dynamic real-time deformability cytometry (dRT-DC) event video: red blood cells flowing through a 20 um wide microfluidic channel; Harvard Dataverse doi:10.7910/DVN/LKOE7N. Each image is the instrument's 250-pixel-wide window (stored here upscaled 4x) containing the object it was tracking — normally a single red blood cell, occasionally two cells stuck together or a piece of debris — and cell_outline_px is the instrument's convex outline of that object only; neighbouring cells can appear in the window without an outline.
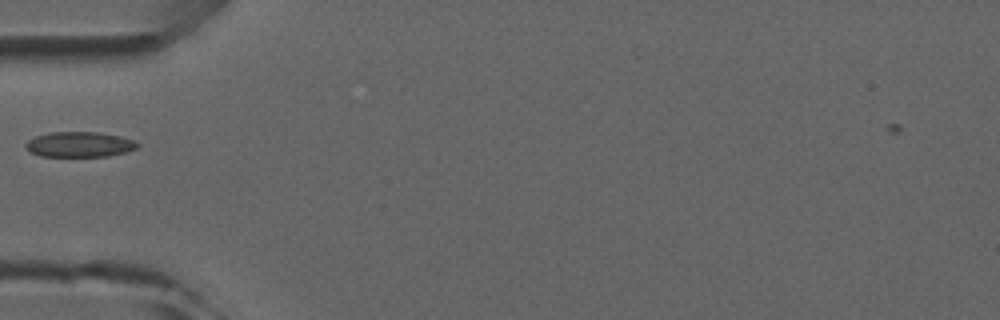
{"species": "common noctule bat (a hibernating species)", "species_latin": "Nyctalus noctula", "temperature_condition": "room temperature", "stored_images_in_passage": 2, "camera_frame_rate_fps": 3000, "um_per_image_px": 0.085, "animal": {"sex": "male", "forearm_length_mm": 52.5}, "frame": {"image": 1, "passage_image": 1, "time_ms": 0.0, "image_size_px": [1000, 320], "cell_outline_px": [[140, 144], [136, 148], [124, 152], [108, 156], [40, 156], [32, 152], [24, 144], [28, 140], [36, 136], [48, 132], [100, 132], [120, 136], [136, 140]], "centroid_in_image_um": [6.78, 12.26], "position_along_channel_um": 78.2, "area_um2": 16.42}}
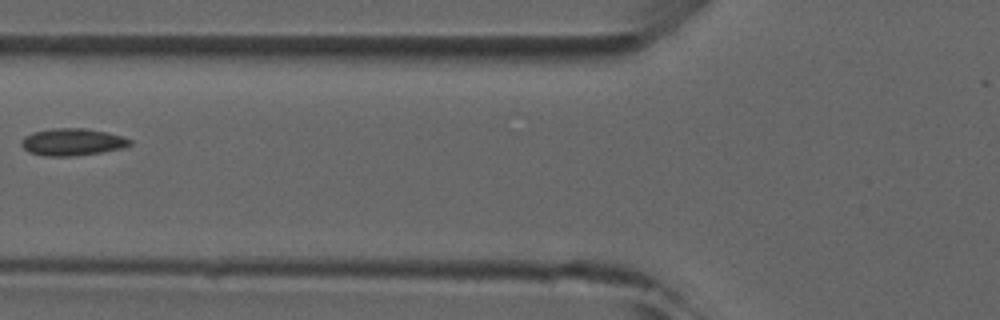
{"frame": {"image": 2, "passage_image": 2, "time_ms": 1.0, "image_size_px": [1000, 320], "cell_outline_px": [[132, 144], [124, 148], [104, 152], [72, 156], [44, 156], [28, 152], [20, 144], [24, 136], [32, 132], [52, 128], [84, 128], [108, 132], [124, 136], [132, 140]], "centroid_in_image_um": [6.18, 12.07], "position_along_channel_um": 119.6, "area_um2": 17.46}}